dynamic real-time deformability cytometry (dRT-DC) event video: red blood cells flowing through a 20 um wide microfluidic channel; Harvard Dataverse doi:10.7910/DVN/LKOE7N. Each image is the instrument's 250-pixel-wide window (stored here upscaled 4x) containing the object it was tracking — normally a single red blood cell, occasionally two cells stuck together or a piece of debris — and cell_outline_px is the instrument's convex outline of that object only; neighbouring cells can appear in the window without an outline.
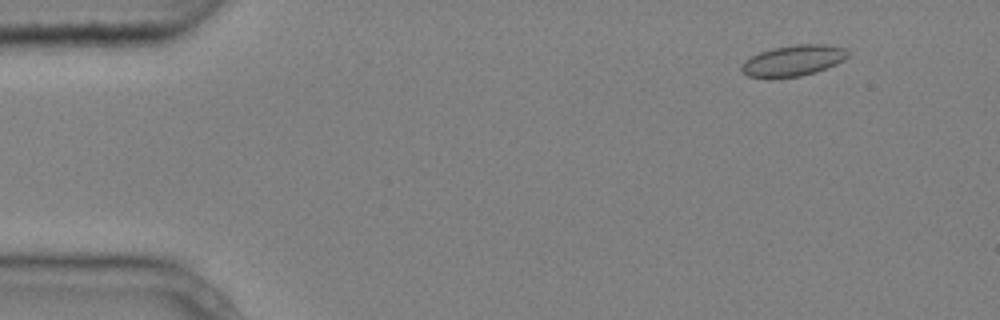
{"species": "common noctule bat (a hibernating species)", "species_latin": "Nyctalus noctula", "temperature_condition": "cold", "stored_images_in_passage": 8, "camera_frame_rate_fps": 3000, "um_per_image_px": 0.085, "animal": {"sex": "male", "body_mass_g": 20.4}, "frame": {"image": 1, "passage_image": 2, "time_ms": 0.333, "image_size_px": [1000, 320], "cell_outline_px": [[848, 56], [844, 60], [836, 64], [816, 72], [800, 76], [772, 80], [748, 76], [740, 68], [740, 64], [744, 60], [760, 52], [772, 48], [796, 44], [824, 44], [844, 48], [848, 52]], "centroid_in_image_um": [67.38, 5.18], "position_along_channel_um": 17.6, "area_um2": 19.54}}
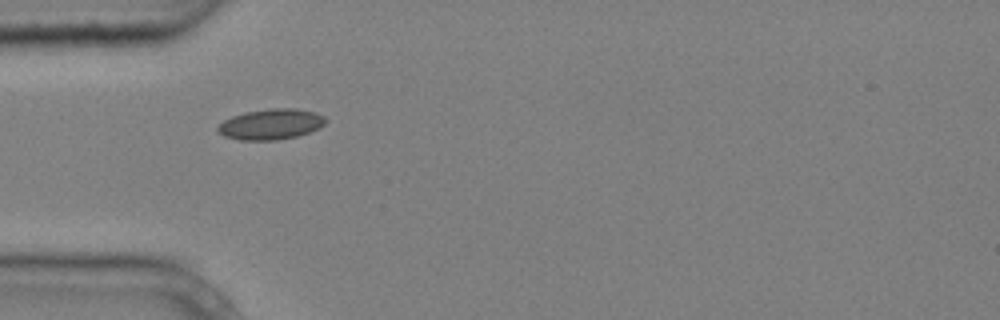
{"frame": {"image": 2, "passage_image": 5, "time_ms": 1.333, "image_size_px": [1000, 320], "cell_outline_px": [[328, 120], [320, 128], [296, 136], [276, 140], [240, 140], [224, 136], [216, 128], [224, 120], [232, 116], [244, 112], [272, 108], [296, 108], [316, 112], [324, 116]], "centroid_in_image_um": [23.05, 10.55], "position_along_channel_um": 61.9, "area_um2": 19.25}}
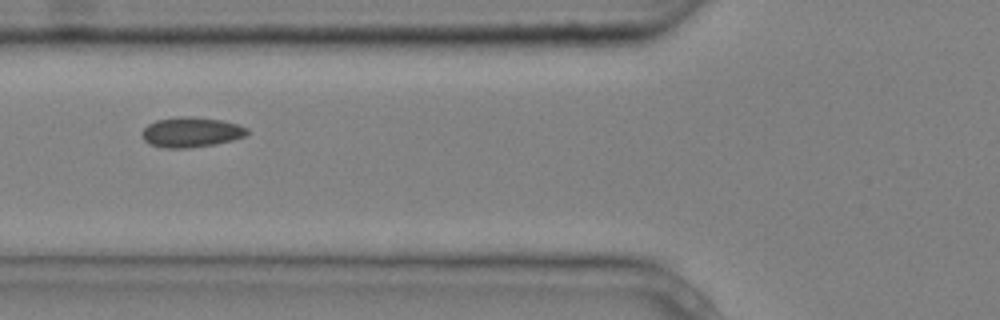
{"frame": {"image": 3, "passage_image": 6, "time_ms": 1.667, "image_size_px": [1000, 320], "cell_outline_px": [[248, 132], [244, 136], [232, 140], [216, 144], [188, 148], [164, 148], [152, 144], [144, 140], [140, 136], [140, 132], [148, 124], [156, 120], [180, 116], [192, 116], [224, 120], [248, 128]], "centroid_in_image_um": [16.22, 11.23], "position_along_channel_um": 109.6, "area_um2": 18.55}}